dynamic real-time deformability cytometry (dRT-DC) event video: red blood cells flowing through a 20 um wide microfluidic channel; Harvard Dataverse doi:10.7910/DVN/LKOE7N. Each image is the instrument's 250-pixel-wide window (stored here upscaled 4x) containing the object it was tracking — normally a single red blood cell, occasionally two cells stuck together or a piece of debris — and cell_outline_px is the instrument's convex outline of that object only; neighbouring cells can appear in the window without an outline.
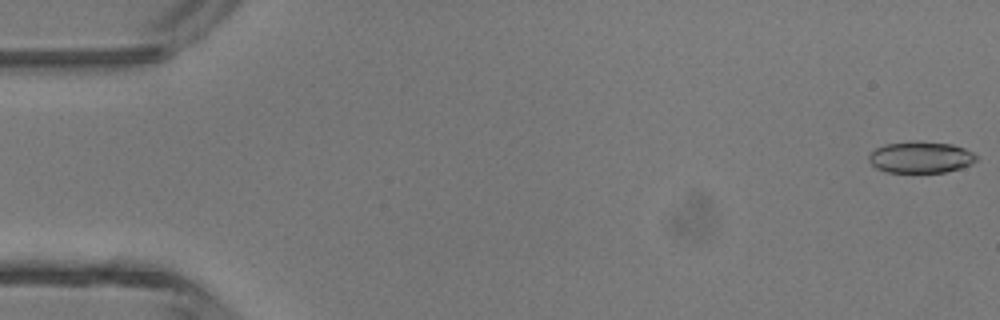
{"species": "common noctule bat (a hibernating species)", "species_latin": "Nyctalus noctula", "temperature_condition": "room temperature", "stored_images_in_passage": 4, "camera_frame_rate_fps": 3000, "um_per_image_px": 0.085, "animal": {"sex": "male", "body_mass_g": 13.3}, "frame": {"image": 1, "passage_image": 1, "time_ms": 0.0, "image_size_px": [1000, 320], "cell_outline_px": [[976, 160], [972, 164], [960, 168], [944, 172], [884, 172], [876, 168], [868, 160], [868, 156], [876, 148], [884, 144], [912, 140], [916, 140], [952, 144], [964, 148], [972, 152], [976, 156]], "centroid_in_image_um": [78.23, 13.35], "position_along_channel_um": 6.8, "area_um2": 19.88}}
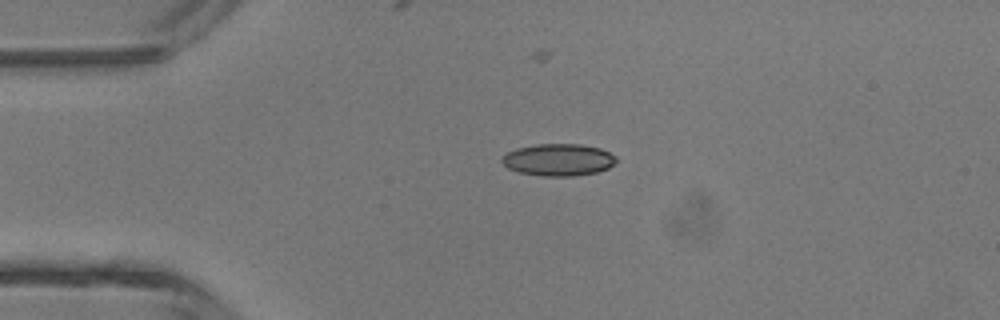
{"frame": {"image": 2, "passage_image": 4, "time_ms": 1.0, "image_size_px": [1000, 320], "cell_outline_px": [[616, 160], [608, 168], [596, 172], [576, 176], [544, 176], [520, 172], [508, 168], [500, 160], [508, 152], [516, 148], [536, 144], [580, 144], [600, 148], [616, 156]], "centroid_in_image_um": [47.46, 13.58], "position_along_channel_um": 37.5, "area_um2": 21.21}}